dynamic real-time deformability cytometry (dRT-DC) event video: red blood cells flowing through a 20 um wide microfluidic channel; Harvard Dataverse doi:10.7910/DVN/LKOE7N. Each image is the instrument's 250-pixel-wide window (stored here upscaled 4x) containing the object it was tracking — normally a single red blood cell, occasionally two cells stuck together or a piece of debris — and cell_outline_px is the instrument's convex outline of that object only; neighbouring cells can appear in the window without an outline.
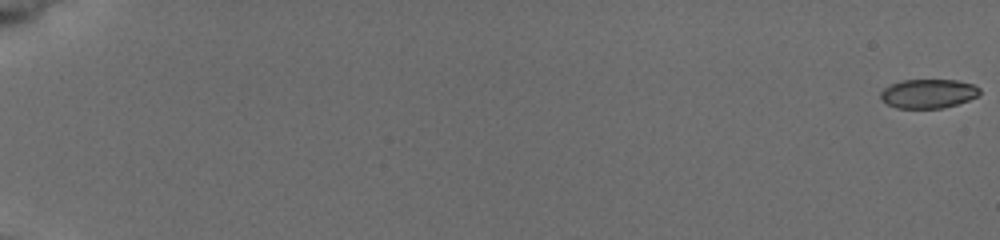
{"species": "common noctule bat (a hibernating species)", "species_latin": "Nyctalus noctula", "temperature_condition": "cold", "stored_images_in_passage": 8, "camera_frame_rate_fps": 3000, "um_per_image_px": 0.085, "animal": {"sex": "female", "body_mass_g": 19.5, "forearm_length_mm": 54.1}, "frame": {"image": 1, "passage_image": 1, "time_ms": 0.0, "image_size_px": [1000, 240], "cell_outline_px": [[980, 92], [976, 96], [968, 100], [944, 108], [896, 108], [880, 100], [880, 92], [884, 88], [900, 80], [956, 80], [972, 84], [980, 88]], "centroid_in_image_um": [78.87, 7.96], "position_along_channel_um": 6.1, "area_um2": 16.76}}
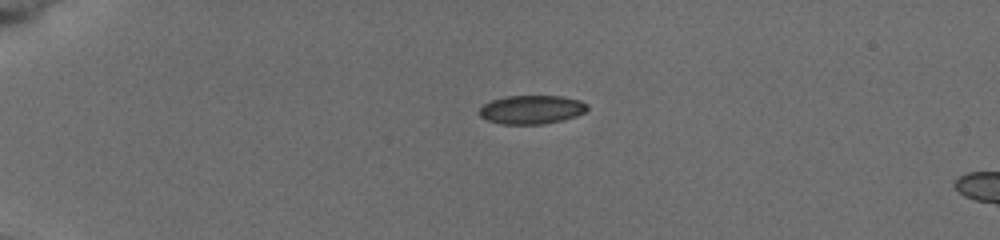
{"frame": {"image": 2, "passage_image": 6, "time_ms": 5.0, "image_size_px": [1000, 240], "cell_outline_px": [[588, 108], [584, 112], [576, 116], [564, 120], [544, 124], [500, 124], [488, 120], [480, 116], [480, 108], [484, 104], [492, 100], [504, 96], [564, 96], [580, 100], [588, 104]], "centroid_in_image_um": [45.21, 9.31], "position_along_channel_um": 39.8, "area_um2": 18.15}}